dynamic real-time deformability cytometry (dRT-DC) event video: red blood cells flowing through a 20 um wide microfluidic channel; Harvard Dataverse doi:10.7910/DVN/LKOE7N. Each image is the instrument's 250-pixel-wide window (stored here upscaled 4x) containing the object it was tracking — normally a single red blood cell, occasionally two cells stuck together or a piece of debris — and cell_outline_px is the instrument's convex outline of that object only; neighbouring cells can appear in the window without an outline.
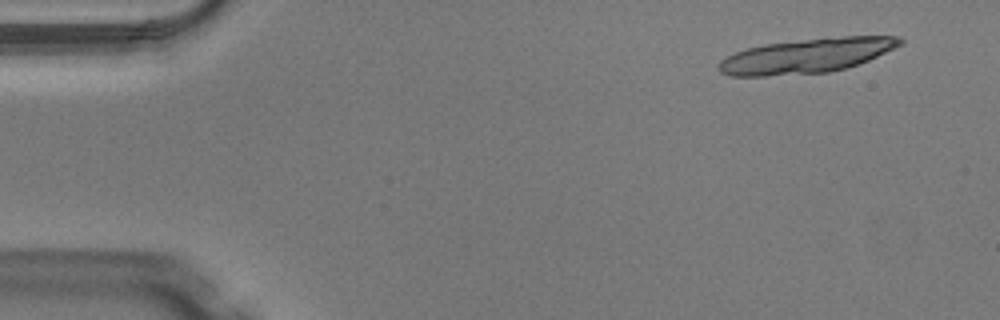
{"species": "Egyptian fruit bat (a non-hibernating species)", "species_latin": "Rousettus aegyptiacus", "temperature_condition": "warm", "stored_images_in_passage": 14, "camera_frame_rate_fps": 3000, "um_per_image_px": 0.085, "animal": {"sex": "male"}, "frame": {"image": 1, "passage_image": 1, "time_ms": 0.0, "image_size_px": [1000, 320], "cell_outline_px": [[904, 44], [868, 60], [844, 68], [828, 72], [764, 76], [728, 76], [720, 72], [716, 68], [720, 60], [736, 52], [748, 48], [764, 44], [844, 36], [896, 36], [904, 40]], "centroid_in_image_um": [68.55, 4.74], "position_along_channel_um": 16.5, "area_um2": 36.18}}